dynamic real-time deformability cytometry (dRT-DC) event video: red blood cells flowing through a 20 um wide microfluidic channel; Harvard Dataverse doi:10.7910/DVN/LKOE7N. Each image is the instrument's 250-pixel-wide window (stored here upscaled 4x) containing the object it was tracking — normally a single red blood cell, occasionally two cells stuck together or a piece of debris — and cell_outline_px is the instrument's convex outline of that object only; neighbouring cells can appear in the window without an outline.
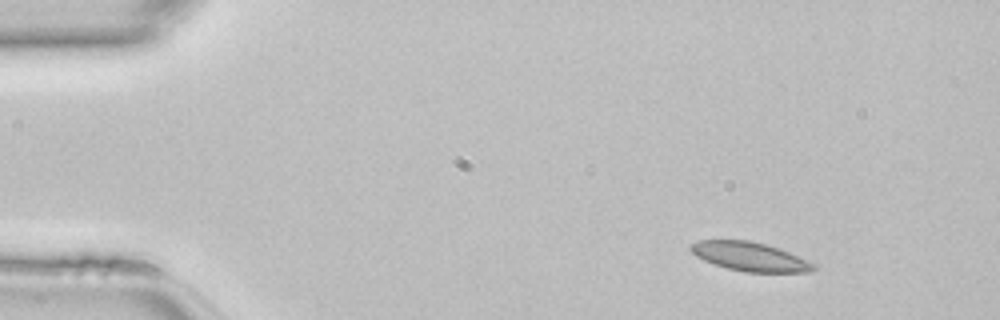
{"species": "common noctule bat (a hibernating species)", "species_latin": "Nyctalus noctula", "temperature_condition": "room temperature", "stored_images_in_passage": 46, "camera_frame_rate_fps": 3000, "um_per_image_px": 0.085, "animal": {"sex": "female", "body_mass_g": 22.7, "forearm_length_mm": 54.2}, "frame": {"image": 1, "passage_image": 5, "time_ms": 1.333, "image_size_px": [1000, 320], "cell_outline_px": [[816, 268], [808, 272], [744, 272], [728, 268], [704, 260], [696, 256], [688, 248], [688, 244], [700, 240], [748, 240], [780, 248], [808, 260], [816, 264]], "centroid_in_image_um": [63.74, 21.8], "position_along_channel_um": 21.3, "area_um2": 20.69}}
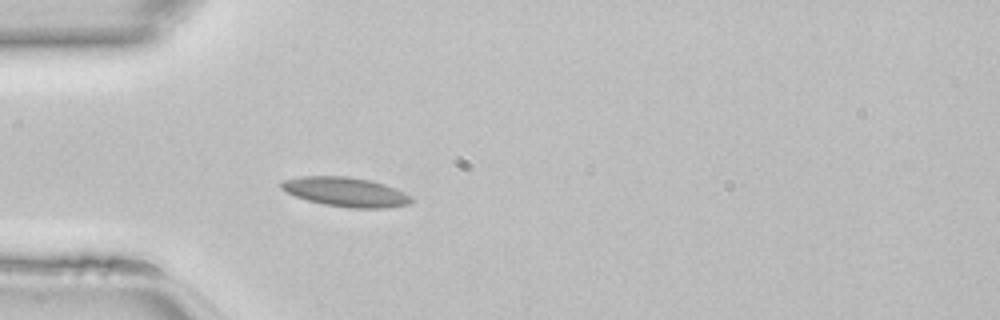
{"frame": {"image": 2, "passage_image": 13, "time_ms": 4.0, "image_size_px": [1000, 320], "cell_outline_px": [[412, 204], [388, 208], [348, 208], [324, 204], [308, 200], [296, 196], [280, 188], [280, 184], [284, 180], [300, 176], [348, 176], [368, 180], [384, 184], [404, 192], [412, 196]], "centroid_in_image_um": [29.42, 16.32], "position_along_channel_um": 55.6, "area_um2": 22.25}}
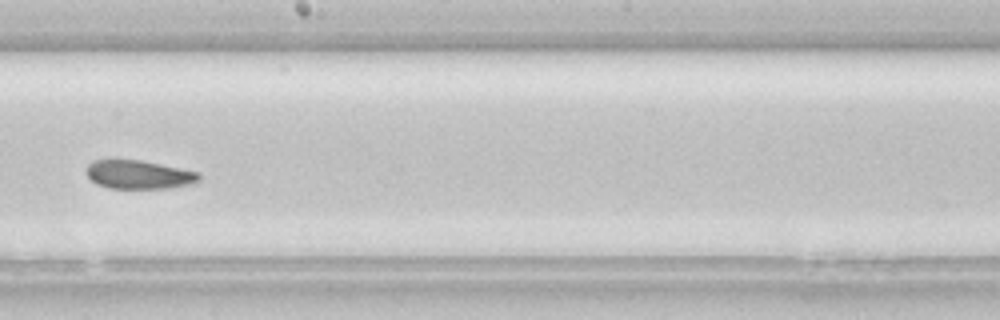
{"frame": {"image": 3, "passage_image": 26, "time_ms": 8.333, "image_size_px": [1000, 320], "cell_outline_px": [[200, 180], [192, 184], [168, 188], [108, 188], [96, 184], [84, 172], [84, 168], [92, 160], [112, 156], [116, 156], [140, 160], [200, 172]], "centroid_in_image_um": [11.7, 14.79], "position_along_channel_um": 236.5, "area_um2": 19.65}}